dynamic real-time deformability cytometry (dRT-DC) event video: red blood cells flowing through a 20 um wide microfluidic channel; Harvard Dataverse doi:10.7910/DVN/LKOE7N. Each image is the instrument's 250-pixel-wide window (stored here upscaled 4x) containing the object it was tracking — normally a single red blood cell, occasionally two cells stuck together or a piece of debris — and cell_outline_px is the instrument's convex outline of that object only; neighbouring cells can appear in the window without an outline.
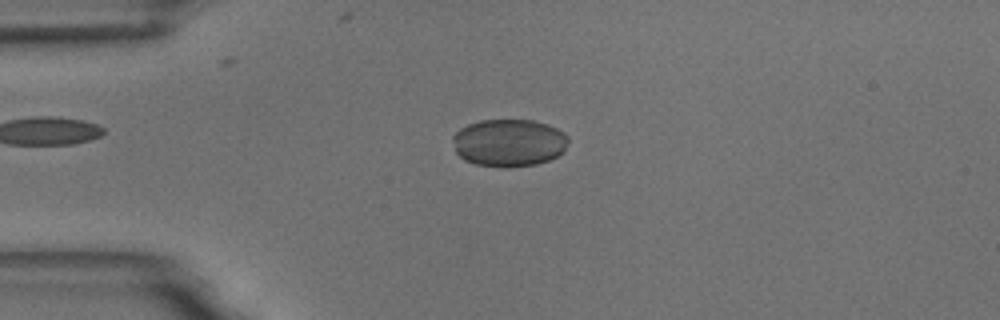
{"species": "common noctule bat (a hibernating species)", "species_latin": "Nyctalus noctula", "temperature_condition": "room temperature", "stored_images_in_passage": 55, "camera_frame_rate_fps": 3000, "um_per_image_px": 0.085, "animal": {"sex": "male", "body_mass_g": 18.8}, "frame": {"image": 1, "passage_image": 13, "time_ms": 4.0, "image_size_px": [1000, 320], "cell_outline_px": [[568, 144], [564, 152], [548, 160], [536, 164], [508, 168], [500, 168], [476, 164], [464, 160], [456, 152], [452, 140], [452, 136], [460, 128], [468, 124], [480, 120], [532, 120], [548, 124], [564, 132], [568, 136]], "centroid_in_image_um": [43.26, 12.14], "position_along_channel_um": 41.7, "area_um2": 32.37}}
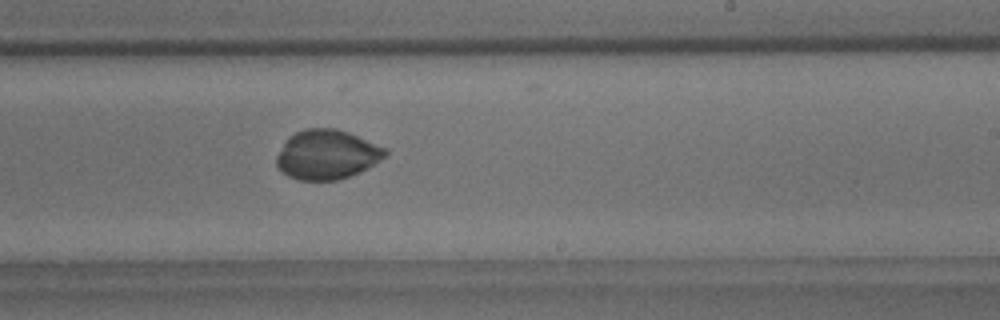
{"frame": {"image": 2, "passage_image": 33, "time_ms": 10.667, "image_size_px": [1000, 320], "cell_outline_px": [[388, 152], [384, 156], [368, 168], [340, 180], [296, 180], [280, 172], [276, 164], [276, 156], [288, 136], [304, 128], [336, 128], [348, 132], [388, 148]], "centroid_in_image_um": [27.76, 13.14], "position_along_channel_um": 261.2, "area_um2": 31.56}}
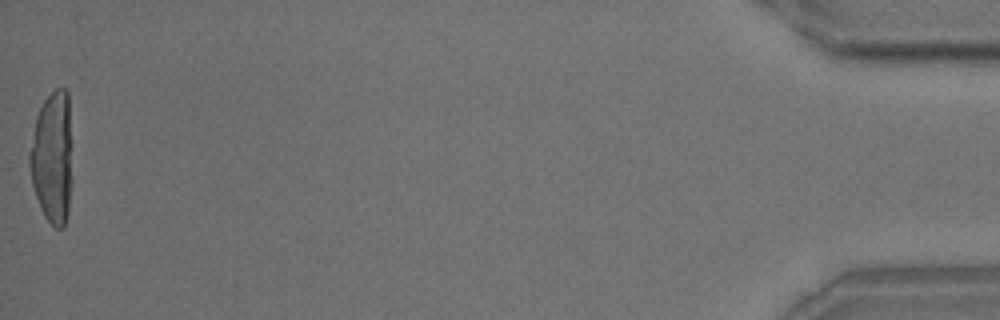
{"frame": {"image": 3, "passage_image": 55, "time_ms": 18.0, "image_size_px": [1000, 320], "cell_outline_px": [[72, 180], [68, 212], [64, 228], [56, 228], [44, 216], [40, 208], [32, 184], [28, 164], [28, 156], [36, 116], [44, 100], [56, 88], [64, 88], [68, 92]], "centroid_in_image_um": [4.44, 13.41], "position_along_channel_um": 430.8, "area_um2": 33.06}}